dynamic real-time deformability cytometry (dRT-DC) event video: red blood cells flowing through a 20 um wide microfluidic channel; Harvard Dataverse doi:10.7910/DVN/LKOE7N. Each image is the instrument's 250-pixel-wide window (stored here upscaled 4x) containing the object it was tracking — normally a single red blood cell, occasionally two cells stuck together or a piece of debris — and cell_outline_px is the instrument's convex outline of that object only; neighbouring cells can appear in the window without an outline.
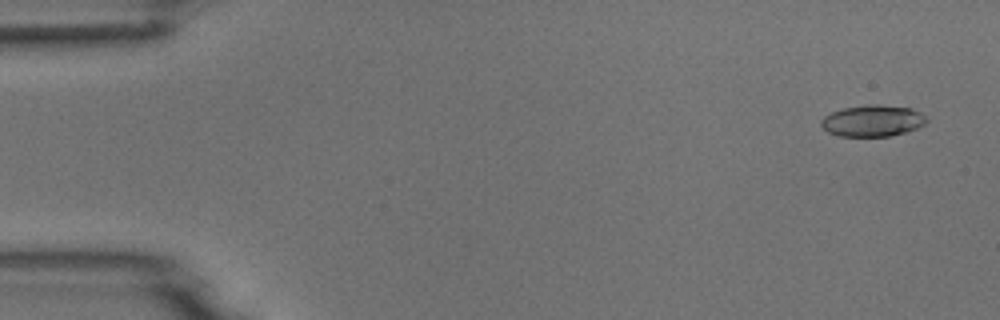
{"species": "common noctule bat (a hibernating species)", "species_latin": "Nyctalus noctula", "temperature_condition": "room temperature", "stored_images_in_passage": 5, "camera_frame_rate_fps": 3000, "um_per_image_px": 0.085, "animal": {"sex": "male", "body_mass_g": 18.8}, "frame": {"image": 1, "passage_image": 1, "time_ms": 0.0, "image_size_px": [1000, 320], "cell_outline_px": [[928, 120], [924, 124], [916, 128], [892, 136], [840, 136], [828, 132], [820, 124], [820, 120], [824, 116], [832, 112], [844, 108], [868, 104], [876, 104], [912, 108], [920, 112]], "centroid_in_image_um": [74.16, 10.26], "position_along_channel_um": 10.8, "area_um2": 19.25}}
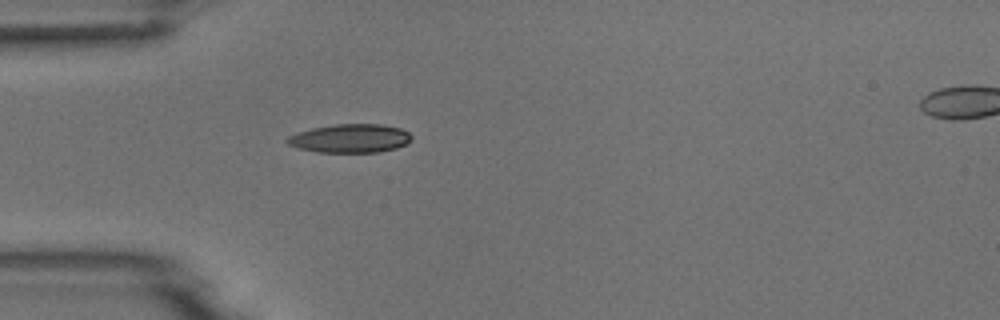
{"frame": {"image": 2, "passage_image": 4, "time_ms": 1.0, "image_size_px": [1000, 320], "cell_outline_px": [[412, 140], [408, 144], [396, 148], [380, 152], [316, 152], [300, 148], [288, 144], [284, 140], [288, 136], [296, 132], [312, 128], [336, 124], [380, 124], [400, 128], [408, 132], [412, 136]], "centroid_in_image_um": [29.77, 11.76], "position_along_channel_um": 55.2, "area_um2": 20.87}}